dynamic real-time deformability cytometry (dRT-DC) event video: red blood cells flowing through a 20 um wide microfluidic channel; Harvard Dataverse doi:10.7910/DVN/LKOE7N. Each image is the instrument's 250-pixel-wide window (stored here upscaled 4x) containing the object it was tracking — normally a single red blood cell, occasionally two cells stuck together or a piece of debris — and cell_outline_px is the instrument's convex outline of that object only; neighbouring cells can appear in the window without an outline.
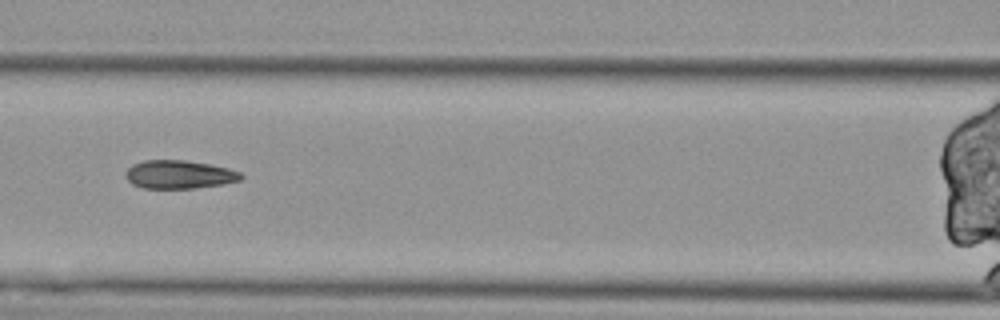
{"species": "Egyptian fruit bat (a non-hibernating species)", "species_latin": "Rousettus aegyptiacus", "temperature_condition": "cold", "stored_images_in_passage": 11, "camera_frame_rate_fps": 3000, "um_per_image_px": 0.085, "animal": {"sex": "female"}, "frame": {"image": 1, "passage_image": 4, "time_ms": 1.0, "image_size_px": [1000, 320], "cell_outline_px": [[244, 176], [240, 180], [224, 184], [196, 188], [144, 188], [132, 184], [124, 176], [124, 172], [132, 164], [144, 160], [184, 160], [212, 164], [228, 168], [240, 172]], "centroid_in_image_um": [15.22, 14.83], "position_along_channel_um": 151.4, "area_um2": 19.25}}
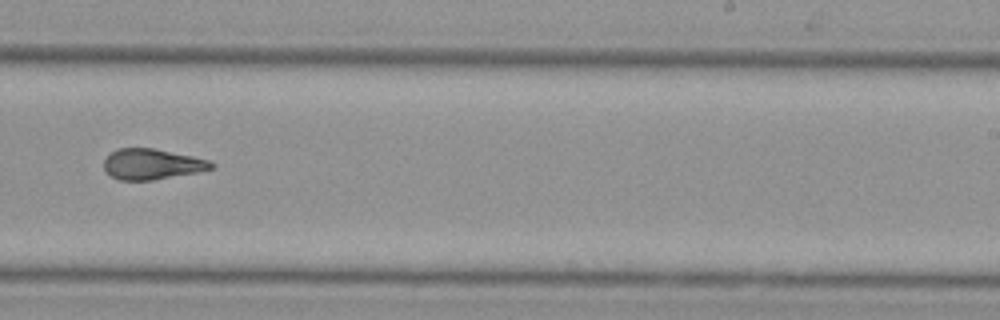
{"frame": {"image": 2, "passage_image": 7, "time_ms": 2.0, "image_size_px": [1000, 320], "cell_outline_px": [[216, 164], [212, 168], [196, 172], [152, 180], [120, 180], [112, 176], [104, 168], [104, 160], [116, 148], [152, 148], [212, 160]], "centroid_in_image_um": [12.93, 13.94], "position_along_channel_um": 276.1, "area_um2": 18.96}}
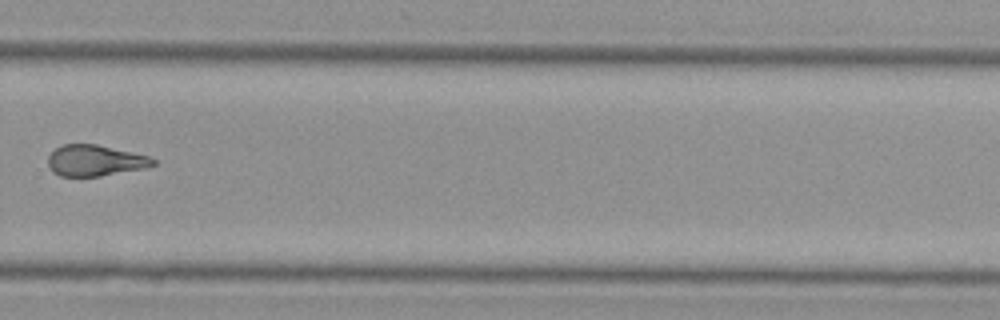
{"frame": {"image": 3, "passage_image": 8, "time_ms": 2.333, "image_size_px": [1000, 320], "cell_outline_px": [[156, 164], [144, 168], [100, 176], [60, 176], [52, 172], [48, 164], [48, 156], [56, 148], [64, 144], [96, 144], [132, 152], [148, 156], [156, 160]], "centroid_in_image_um": [8.06, 13.65], "position_along_channel_um": 321.7, "area_um2": 18.9}}